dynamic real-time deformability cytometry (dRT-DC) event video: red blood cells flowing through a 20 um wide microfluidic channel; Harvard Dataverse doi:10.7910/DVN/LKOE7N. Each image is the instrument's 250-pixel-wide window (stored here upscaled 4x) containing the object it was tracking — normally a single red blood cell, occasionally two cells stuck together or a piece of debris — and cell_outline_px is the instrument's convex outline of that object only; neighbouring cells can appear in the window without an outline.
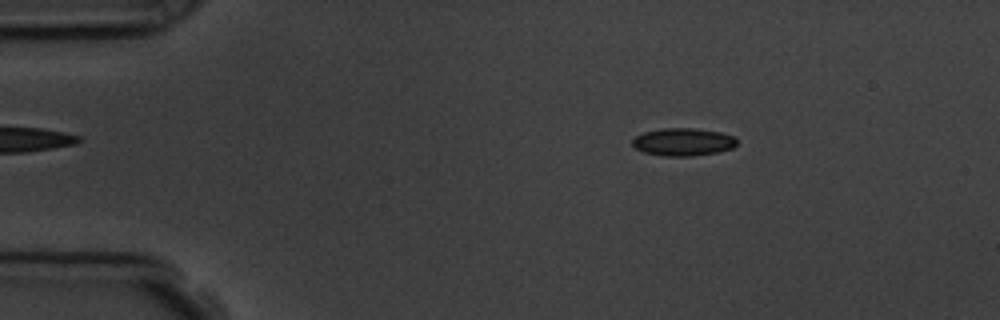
{"species": "common noctule bat (a hibernating species)", "species_latin": "Nyctalus noctula", "temperature_condition": "room temperature", "stored_images_in_passage": 4, "segment_of_instrument_passage": [1, 2], "camera_frame_rate_fps": 3000, "um_per_image_px": 0.085, "animal": {"sex": "male", "body_mass_g": 19.5, "forearm_length_mm": 54.6}, "frame": {"image": 1, "passage_image": 2, "time_ms": 1.0, "image_size_px": [1000, 320], "cell_outline_px": [[736, 144], [732, 148], [720, 152], [692, 156], [664, 156], [644, 152], [636, 148], [632, 144], [632, 140], [636, 136], [644, 132], [664, 128], [696, 128], [720, 132], [736, 136]], "centroid_in_image_um": [58.09, 12.06], "position_along_channel_um": 26.9, "area_um2": 16.94}}